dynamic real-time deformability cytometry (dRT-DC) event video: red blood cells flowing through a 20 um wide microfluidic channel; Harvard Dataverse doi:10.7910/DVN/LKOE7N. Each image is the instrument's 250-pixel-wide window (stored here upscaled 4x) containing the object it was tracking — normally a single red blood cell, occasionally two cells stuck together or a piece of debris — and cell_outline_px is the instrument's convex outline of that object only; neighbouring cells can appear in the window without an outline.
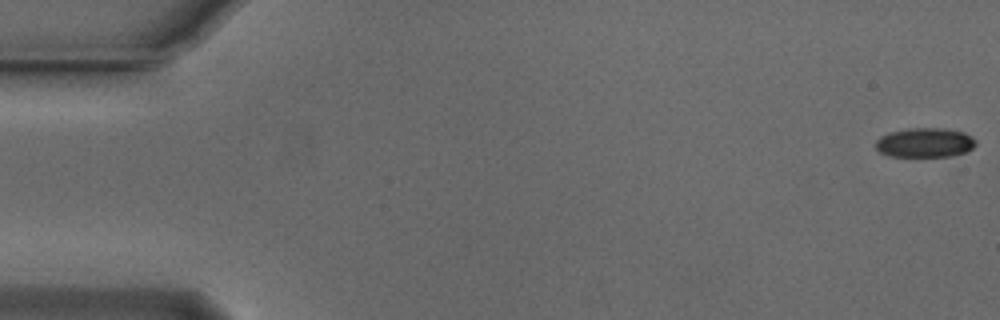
{"species": "Egyptian fruit bat (a non-hibernating species)", "species_latin": "Rousettus aegyptiacus", "temperature_condition": "cold", "stored_images_in_passage": 53, "camera_frame_rate_fps": 3000, "um_per_image_px": 0.085, "animal": {"sex": "male"}, "frame": {"image": 1, "passage_image": 1, "time_ms": 0.0, "image_size_px": [1000, 320], "cell_outline_px": [[976, 144], [968, 152], [952, 156], [888, 156], [880, 152], [876, 148], [876, 140], [880, 136], [888, 132], [908, 128], [940, 128], [964, 132], [972, 136], [976, 140]], "centroid_in_image_um": [78.62, 12.12], "position_along_channel_um": 6.4, "area_um2": 17.34}}
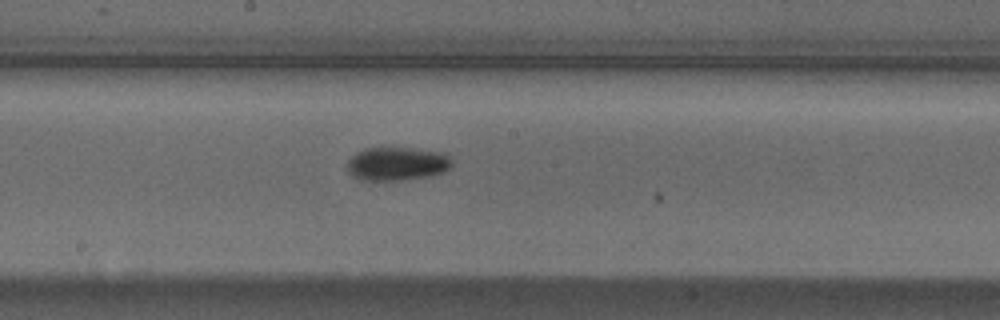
{"frame": {"image": 2, "passage_image": 29, "time_ms": 9.333, "image_size_px": [1000, 320], "cell_outline_px": [[452, 168], [444, 172], [428, 176], [400, 180], [364, 180], [352, 176], [348, 172], [348, 160], [356, 152], [364, 148], [416, 148], [444, 152], [452, 156]], "centroid_in_image_um": [33.8, 13.91], "position_along_channel_um": 214.4, "area_um2": 20.69}}
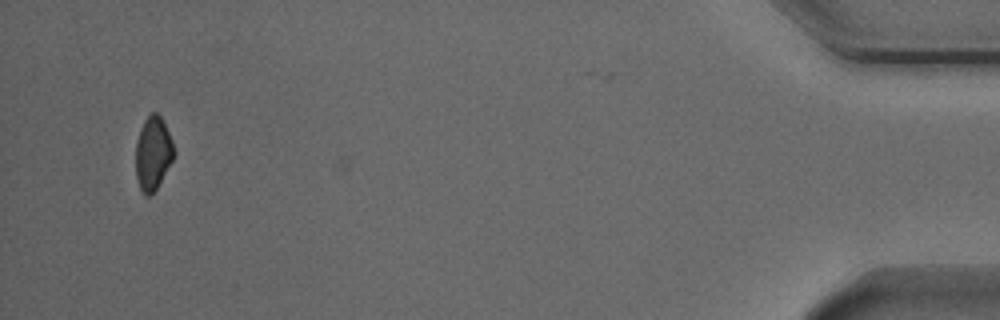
{"frame": {"image": 3, "passage_image": 52, "time_ms": 17.0, "image_size_px": [1000, 320], "cell_outline_px": [[176, 152], [172, 160], [156, 188], [148, 196], [144, 196], [136, 180], [136, 140], [140, 128], [144, 120], [152, 112], [156, 112], [160, 116], [172, 140]], "centroid_in_image_um": [12.99, 13.02], "position_along_channel_um": 422.2, "area_um2": 16.24}, "authors_computed_cell_mechanics": {"area_um2": 18.6116, "velocity_mm_per_s": 3.8249, "shape_relaxation_time_tau1_ms": 3.7543, "shape_relaxation_time_tau2_ms": null, "deformation_change_tau1": 0.081, "deformation_change_tau2": null}}